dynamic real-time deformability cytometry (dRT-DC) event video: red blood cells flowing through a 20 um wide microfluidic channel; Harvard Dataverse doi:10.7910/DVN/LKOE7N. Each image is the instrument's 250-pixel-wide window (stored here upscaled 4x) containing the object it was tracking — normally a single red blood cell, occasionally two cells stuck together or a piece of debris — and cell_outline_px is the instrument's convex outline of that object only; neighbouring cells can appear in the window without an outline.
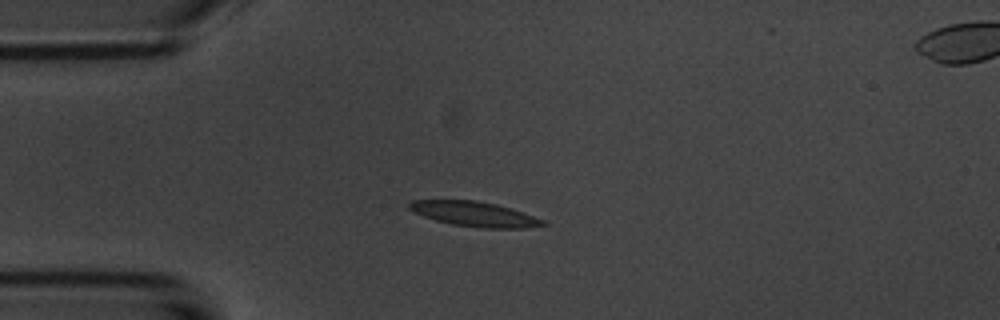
{"species": "common noctule bat (a hibernating species)", "species_latin": "Nyctalus noctula", "temperature_condition": "room temperature", "stored_images_in_passage": 2, "camera_frame_rate_fps": 3000, "um_per_image_px": 0.085, "animal": {"sex": "male", "body_mass_g": 20.1, "forearm_length_mm": 53.5}, "frame": {"image": 1, "passage_image": 1, "time_ms": 0.0, "image_size_px": [1000, 320], "cell_outline_px": [[548, 224], [528, 228], [480, 228], [452, 224], [436, 220], [424, 216], [408, 208], [408, 204], [412, 200], [476, 200], [496, 204], [544, 220]], "centroid_in_image_um": [40.32, 18.19], "position_along_channel_um": 44.7, "area_um2": 19.07}}